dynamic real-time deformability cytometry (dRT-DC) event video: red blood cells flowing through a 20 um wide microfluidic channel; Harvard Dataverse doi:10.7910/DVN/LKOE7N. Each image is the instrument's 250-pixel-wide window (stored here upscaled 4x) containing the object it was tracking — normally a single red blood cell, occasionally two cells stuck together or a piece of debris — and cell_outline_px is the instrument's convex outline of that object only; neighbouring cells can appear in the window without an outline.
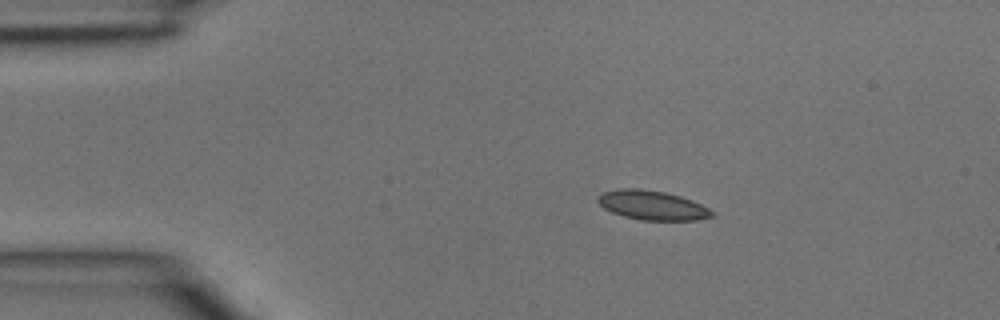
{"species": "common noctule bat (a hibernating species)", "species_latin": "Nyctalus noctula", "temperature_condition": "room temperature", "stored_images_in_passage": 2, "camera_frame_rate_fps": 3000, "um_per_image_px": 0.085, "animal": {"sex": "male", "body_mass_g": 15.6}, "frame": {"image": 1, "passage_image": 1, "time_ms": 0.0, "image_size_px": [1000, 320], "cell_outline_px": [[712, 216], [696, 220], [640, 220], [624, 216], [612, 212], [604, 208], [596, 200], [596, 196], [600, 192], [616, 188], [636, 188], [664, 192], [680, 196], [692, 200], [708, 208], [712, 212]], "centroid_in_image_um": [55.36, 17.43], "position_along_channel_um": 29.6, "area_um2": 19.48}}